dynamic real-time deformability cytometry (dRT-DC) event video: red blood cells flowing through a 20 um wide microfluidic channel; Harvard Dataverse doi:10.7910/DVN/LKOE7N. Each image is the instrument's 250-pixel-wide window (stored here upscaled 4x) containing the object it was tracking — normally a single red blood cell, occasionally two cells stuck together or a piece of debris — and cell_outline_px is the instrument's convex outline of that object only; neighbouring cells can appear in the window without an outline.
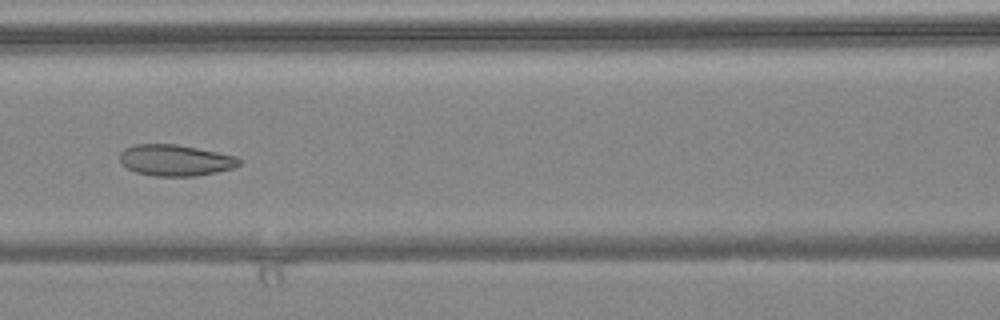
{"species": "common noctule bat (a hibernating species)", "species_latin": "Nyctalus noctula", "temperature_condition": "warm", "stored_images_in_passage": 7, "camera_frame_rate_fps": 3000, "um_per_image_px": 0.085, "animal": {"sex": "female", "body_mass_g": 24.6, "forearm_length_mm": 56.2}, "frame": {"image": 1, "passage_image": 6, "time_ms": 1.667, "image_size_px": [1000, 320], "cell_outline_px": [[240, 164], [232, 168], [216, 172], [196, 176], [152, 176], [136, 172], [120, 164], [120, 152], [124, 148], [136, 144], [176, 144], [236, 156], [240, 160]], "centroid_in_image_um": [14.86, 13.62], "position_along_channel_um": 151.7, "area_um2": 21.68}}
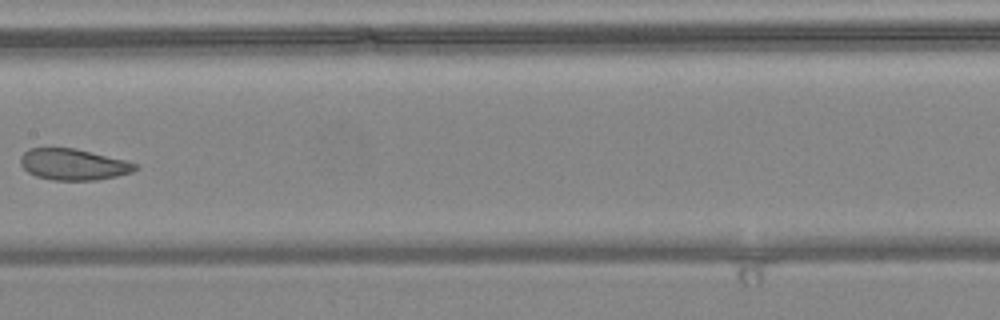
{"frame": {"image": 2, "passage_image": 7, "time_ms": 2.0, "image_size_px": [1000, 320], "cell_outline_px": [[136, 168], [132, 172], [116, 176], [96, 180], [52, 180], [36, 176], [28, 172], [20, 164], [20, 156], [28, 148], [76, 148], [124, 160], [136, 164]], "centroid_in_image_um": [6.19, 13.97], "position_along_channel_um": 201.2, "area_um2": 20.75}}